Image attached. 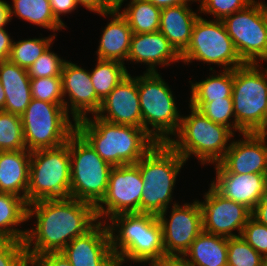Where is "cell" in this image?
<instances>
[{
    "instance_id": "obj_40",
    "label": "cell",
    "mask_w": 267,
    "mask_h": 266,
    "mask_svg": "<svg viewBox=\"0 0 267 266\" xmlns=\"http://www.w3.org/2000/svg\"><path fill=\"white\" fill-rule=\"evenodd\" d=\"M243 238L262 257L267 256V226L255 220L252 216L242 229Z\"/></svg>"
},
{
    "instance_id": "obj_2",
    "label": "cell",
    "mask_w": 267,
    "mask_h": 266,
    "mask_svg": "<svg viewBox=\"0 0 267 266\" xmlns=\"http://www.w3.org/2000/svg\"><path fill=\"white\" fill-rule=\"evenodd\" d=\"M106 223L117 266L128 263L151 266L168 258L158 216L139 212L120 213Z\"/></svg>"
},
{
    "instance_id": "obj_51",
    "label": "cell",
    "mask_w": 267,
    "mask_h": 266,
    "mask_svg": "<svg viewBox=\"0 0 267 266\" xmlns=\"http://www.w3.org/2000/svg\"><path fill=\"white\" fill-rule=\"evenodd\" d=\"M264 133H267V111L264 117Z\"/></svg>"
},
{
    "instance_id": "obj_16",
    "label": "cell",
    "mask_w": 267,
    "mask_h": 266,
    "mask_svg": "<svg viewBox=\"0 0 267 266\" xmlns=\"http://www.w3.org/2000/svg\"><path fill=\"white\" fill-rule=\"evenodd\" d=\"M64 107L75 120L96 115L102 101L97 97L89 70L66 60L61 72ZM68 98V99H67Z\"/></svg>"
},
{
    "instance_id": "obj_19",
    "label": "cell",
    "mask_w": 267,
    "mask_h": 266,
    "mask_svg": "<svg viewBox=\"0 0 267 266\" xmlns=\"http://www.w3.org/2000/svg\"><path fill=\"white\" fill-rule=\"evenodd\" d=\"M96 116L110 123L142 128L137 76L129 73L102 101Z\"/></svg>"
},
{
    "instance_id": "obj_10",
    "label": "cell",
    "mask_w": 267,
    "mask_h": 266,
    "mask_svg": "<svg viewBox=\"0 0 267 266\" xmlns=\"http://www.w3.org/2000/svg\"><path fill=\"white\" fill-rule=\"evenodd\" d=\"M26 150L59 147L76 131V121L64 103H50L32 98L21 115Z\"/></svg>"
},
{
    "instance_id": "obj_1",
    "label": "cell",
    "mask_w": 267,
    "mask_h": 266,
    "mask_svg": "<svg viewBox=\"0 0 267 266\" xmlns=\"http://www.w3.org/2000/svg\"><path fill=\"white\" fill-rule=\"evenodd\" d=\"M32 217L36 221L27 228L24 240L29 263L42 254L61 252L98 222L92 204L71 197L29 204L28 222Z\"/></svg>"
},
{
    "instance_id": "obj_13",
    "label": "cell",
    "mask_w": 267,
    "mask_h": 266,
    "mask_svg": "<svg viewBox=\"0 0 267 266\" xmlns=\"http://www.w3.org/2000/svg\"><path fill=\"white\" fill-rule=\"evenodd\" d=\"M144 182L135 164L113 166L107 192L95 207L98 221L107 222L120 213H141V196Z\"/></svg>"
},
{
    "instance_id": "obj_31",
    "label": "cell",
    "mask_w": 267,
    "mask_h": 266,
    "mask_svg": "<svg viewBox=\"0 0 267 266\" xmlns=\"http://www.w3.org/2000/svg\"><path fill=\"white\" fill-rule=\"evenodd\" d=\"M90 77L97 97L103 101L129 74L126 64L117 60L96 59Z\"/></svg>"
},
{
    "instance_id": "obj_37",
    "label": "cell",
    "mask_w": 267,
    "mask_h": 266,
    "mask_svg": "<svg viewBox=\"0 0 267 266\" xmlns=\"http://www.w3.org/2000/svg\"><path fill=\"white\" fill-rule=\"evenodd\" d=\"M30 88L34 99L50 103H64L61 77L31 79Z\"/></svg>"
},
{
    "instance_id": "obj_50",
    "label": "cell",
    "mask_w": 267,
    "mask_h": 266,
    "mask_svg": "<svg viewBox=\"0 0 267 266\" xmlns=\"http://www.w3.org/2000/svg\"><path fill=\"white\" fill-rule=\"evenodd\" d=\"M5 91L4 88L2 87V83L0 82V111H3L4 109V104H5Z\"/></svg>"
},
{
    "instance_id": "obj_25",
    "label": "cell",
    "mask_w": 267,
    "mask_h": 266,
    "mask_svg": "<svg viewBox=\"0 0 267 266\" xmlns=\"http://www.w3.org/2000/svg\"><path fill=\"white\" fill-rule=\"evenodd\" d=\"M31 151H0V193L26 200L29 186Z\"/></svg>"
},
{
    "instance_id": "obj_15",
    "label": "cell",
    "mask_w": 267,
    "mask_h": 266,
    "mask_svg": "<svg viewBox=\"0 0 267 266\" xmlns=\"http://www.w3.org/2000/svg\"><path fill=\"white\" fill-rule=\"evenodd\" d=\"M203 198L202 201L197 199L202 212L203 231L227 238L239 237L252 211L223 197L211 185Z\"/></svg>"
},
{
    "instance_id": "obj_9",
    "label": "cell",
    "mask_w": 267,
    "mask_h": 266,
    "mask_svg": "<svg viewBox=\"0 0 267 266\" xmlns=\"http://www.w3.org/2000/svg\"><path fill=\"white\" fill-rule=\"evenodd\" d=\"M70 197L96 207L104 198L112 165L104 161L75 131L69 137Z\"/></svg>"
},
{
    "instance_id": "obj_6",
    "label": "cell",
    "mask_w": 267,
    "mask_h": 266,
    "mask_svg": "<svg viewBox=\"0 0 267 266\" xmlns=\"http://www.w3.org/2000/svg\"><path fill=\"white\" fill-rule=\"evenodd\" d=\"M142 128L158 143H168L180 126L182 113L173 89L160 72L137 75ZM181 113V114H180Z\"/></svg>"
},
{
    "instance_id": "obj_20",
    "label": "cell",
    "mask_w": 267,
    "mask_h": 266,
    "mask_svg": "<svg viewBox=\"0 0 267 266\" xmlns=\"http://www.w3.org/2000/svg\"><path fill=\"white\" fill-rule=\"evenodd\" d=\"M210 185L223 197L245 205L251 211L267 192V174L223 173L215 164Z\"/></svg>"
},
{
    "instance_id": "obj_53",
    "label": "cell",
    "mask_w": 267,
    "mask_h": 266,
    "mask_svg": "<svg viewBox=\"0 0 267 266\" xmlns=\"http://www.w3.org/2000/svg\"><path fill=\"white\" fill-rule=\"evenodd\" d=\"M261 266H267V256L263 257V261H262Z\"/></svg>"
},
{
    "instance_id": "obj_46",
    "label": "cell",
    "mask_w": 267,
    "mask_h": 266,
    "mask_svg": "<svg viewBox=\"0 0 267 266\" xmlns=\"http://www.w3.org/2000/svg\"><path fill=\"white\" fill-rule=\"evenodd\" d=\"M10 20L9 3L0 0V28L6 27Z\"/></svg>"
},
{
    "instance_id": "obj_52",
    "label": "cell",
    "mask_w": 267,
    "mask_h": 266,
    "mask_svg": "<svg viewBox=\"0 0 267 266\" xmlns=\"http://www.w3.org/2000/svg\"><path fill=\"white\" fill-rule=\"evenodd\" d=\"M263 10H264L265 19H266V22H267V3L265 4V2H263Z\"/></svg>"
},
{
    "instance_id": "obj_39",
    "label": "cell",
    "mask_w": 267,
    "mask_h": 266,
    "mask_svg": "<svg viewBox=\"0 0 267 266\" xmlns=\"http://www.w3.org/2000/svg\"><path fill=\"white\" fill-rule=\"evenodd\" d=\"M0 266H30L23 241L0 239Z\"/></svg>"
},
{
    "instance_id": "obj_24",
    "label": "cell",
    "mask_w": 267,
    "mask_h": 266,
    "mask_svg": "<svg viewBox=\"0 0 267 266\" xmlns=\"http://www.w3.org/2000/svg\"><path fill=\"white\" fill-rule=\"evenodd\" d=\"M30 77L27 69L10 60L0 62V82L5 91L3 111L21 116L31 102Z\"/></svg>"
},
{
    "instance_id": "obj_47",
    "label": "cell",
    "mask_w": 267,
    "mask_h": 266,
    "mask_svg": "<svg viewBox=\"0 0 267 266\" xmlns=\"http://www.w3.org/2000/svg\"><path fill=\"white\" fill-rule=\"evenodd\" d=\"M151 3H153L155 6L159 8H165V7H170V6H175L179 4H185V3H192L196 2V0H148Z\"/></svg>"
},
{
    "instance_id": "obj_4",
    "label": "cell",
    "mask_w": 267,
    "mask_h": 266,
    "mask_svg": "<svg viewBox=\"0 0 267 266\" xmlns=\"http://www.w3.org/2000/svg\"><path fill=\"white\" fill-rule=\"evenodd\" d=\"M186 162L168 143L157 142L135 164L144 182L141 213L158 216L169 206L178 203L176 200L173 201V193L178 174Z\"/></svg>"
},
{
    "instance_id": "obj_21",
    "label": "cell",
    "mask_w": 267,
    "mask_h": 266,
    "mask_svg": "<svg viewBox=\"0 0 267 266\" xmlns=\"http://www.w3.org/2000/svg\"><path fill=\"white\" fill-rule=\"evenodd\" d=\"M147 65L145 72H158L159 66L168 67L181 62L180 54L160 32L133 34L127 62ZM158 66V67H157Z\"/></svg>"
},
{
    "instance_id": "obj_38",
    "label": "cell",
    "mask_w": 267,
    "mask_h": 266,
    "mask_svg": "<svg viewBox=\"0 0 267 266\" xmlns=\"http://www.w3.org/2000/svg\"><path fill=\"white\" fill-rule=\"evenodd\" d=\"M200 14L213 15L216 20H223L237 11L245 9L254 0H196Z\"/></svg>"
},
{
    "instance_id": "obj_14",
    "label": "cell",
    "mask_w": 267,
    "mask_h": 266,
    "mask_svg": "<svg viewBox=\"0 0 267 266\" xmlns=\"http://www.w3.org/2000/svg\"><path fill=\"white\" fill-rule=\"evenodd\" d=\"M169 209L158 215L163 247L168 258H181L203 231L202 212L197 198L181 205L178 202Z\"/></svg>"
},
{
    "instance_id": "obj_5",
    "label": "cell",
    "mask_w": 267,
    "mask_h": 266,
    "mask_svg": "<svg viewBox=\"0 0 267 266\" xmlns=\"http://www.w3.org/2000/svg\"><path fill=\"white\" fill-rule=\"evenodd\" d=\"M188 106L189 114H182L179 129L168 144L186 161L195 156L202 166L219 163L236 135L226 126L212 122L198 109Z\"/></svg>"
},
{
    "instance_id": "obj_7",
    "label": "cell",
    "mask_w": 267,
    "mask_h": 266,
    "mask_svg": "<svg viewBox=\"0 0 267 266\" xmlns=\"http://www.w3.org/2000/svg\"><path fill=\"white\" fill-rule=\"evenodd\" d=\"M261 66L264 67L261 63H244L234 69L232 100L239 137L242 133H264L267 67Z\"/></svg>"
},
{
    "instance_id": "obj_29",
    "label": "cell",
    "mask_w": 267,
    "mask_h": 266,
    "mask_svg": "<svg viewBox=\"0 0 267 266\" xmlns=\"http://www.w3.org/2000/svg\"><path fill=\"white\" fill-rule=\"evenodd\" d=\"M11 3L10 20L16 16L29 24L48 29L53 35L66 28L53 15L49 0H12Z\"/></svg>"
},
{
    "instance_id": "obj_42",
    "label": "cell",
    "mask_w": 267,
    "mask_h": 266,
    "mask_svg": "<svg viewBox=\"0 0 267 266\" xmlns=\"http://www.w3.org/2000/svg\"><path fill=\"white\" fill-rule=\"evenodd\" d=\"M50 7L55 18L63 24L66 28L64 21L61 19V16L64 14L73 13L78 9V5L75 0H49Z\"/></svg>"
},
{
    "instance_id": "obj_8",
    "label": "cell",
    "mask_w": 267,
    "mask_h": 266,
    "mask_svg": "<svg viewBox=\"0 0 267 266\" xmlns=\"http://www.w3.org/2000/svg\"><path fill=\"white\" fill-rule=\"evenodd\" d=\"M69 139L65 144L31 152L26 202L70 197Z\"/></svg>"
},
{
    "instance_id": "obj_49",
    "label": "cell",
    "mask_w": 267,
    "mask_h": 266,
    "mask_svg": "<svg viewBox=\"0 0 267 266\" xmlns=\"http://www.w3.org/2000/svg\"><path fill=\"white\" fill-rule=\"evenodd\" d=\"M126 1L128 0H105L112 9L122 8Z\"/></svg>"
},
{
    "instance_id": "obj_30",
    "label": "cell",
    "mask_w": 267,
    "mask_h": 266,
    "mask_svg": "<svg viewBox=\"0 0 267 266\" xmlns=\"http://www.w3.org/2000/svg\"><path fill=\"white\" fill-rule=\"evenodd\" d=\"M125 6L117 10L126 19L133 34L159 31L161 8L148 0H129Z\"/></svg>"
},
{
    "instance_id": "obj_44",
    "label": "cell",
    "mask_w": 267,
    "mask_h": 266,
    "mask_svg": "<svg viewBox=\"0 0 267 266\" xmlns=\"http://www.w3.org/2000/svg\"><path fill=\"white\" fill-rule=\"evenodd\" d=\"M13 37L8 34L5 27L0 28V62L9 60Z\"/></svg>"
},
{
    "instance_id": "obj_33",
    "label": "cell",
    "mask_w": 267,
    "mask_h": 266,
    "mask_svg": "<svg viewBox=\"0 0 267 266\" xmlns=\"http://www.w3.org/2000/svg\"><path fill=\"white\" fill-rule=\"evenodd\" d=\"M26 149L21 116L0 111V151Z\"/></svg>"
},
{
    "instance_id": "obj_17",
    "label": "cell",
    "mask_w": 267,
    "mask_h": 266,
    "mask_svg": "<svg viewBox=\"0 0 267 266\" xmlns=\"http://www.w3.org/2000/svg\"><path fill=\"white\" fill-rule=\"evenodd\" d=\"M241 135L238 140L233 137L223 159L215 165L223 173L267 174V133Z\"/></svg>"
},
{
    "instance_id": "obj_18",
    "label": "cell",
    "mask_w": 267,
    "mask_h": 266,
    "mask_svg": "<svg viewBox=\"0 0 267 266\" xmlns=\"http://www.w3.org/2000/svg\"><path fill=\"white\" fill-rule=\"evenodd\" d=\"M72 266H117L106 222L98 221L61 251Z\"/></svg>"
},
{
    "instance_id": "obj_23",
    "label": "cell",
    "mask_w": 267,
    "mask_h": 266,
    "mask_svg": "<svg viewBox=\"0 0 267 266\" xmlns=\"http://www.w3.org/2000/svg\"><path fill=\"white\" fill-rule=\"evenodd\" d=\"M191 4L193 3L161 8L159 31L179 54L187 48L200 15L199 9L192 10Z\"/></svg>"
},
{
    "instance_id": "obj_32",
    "label": "cell",
    "mask_w": 267,
    "mask_h": 266,
    "mask_svg": "<svg viewBox=\"0 0 267 266\" xmlns=\"http://www.w3.org/2000/svg\"><path fill=\"white\" fill-rule=\"evenodd\" d=\"M13 40L9 60L18 66L28 69L49 47H52L56 35Z\"/></svg>"
},
{
    "instance_id": "obj_43",
    "label": "cell",
    "mask_w": 267,
    "mask_h": 266,
    "mask_svg": "<svg viewBox=\"0 0 267 266\" xmlns=\"http://www.w3.org/2000/svg\"><path fill=\"white\" fill-rule=\"evenodd\" d=\"M77 5L83 6L89 12L95 14H102L111 11L112 8L105 2V0H75Z\"/></svg>"
},
{
    "instance_id": "obj_3",
    "label": "cell",
    "mask_w": 267,
    "mask_h": 266,
    "mask_svg": "<svg viewBox=\"0 0 267 266\" xmlns=\"http://www.w3.org/2000/svg\"><path fill=\"white\" fill-rule=\"evenodd\" d=\"M76 131L112 166L136 164L157 142L143 129L96 115L76 121Z\"/></svg>"
},
{
    "instance_id": "obj_36",
    "label": "cell",
    "mask_w": 267,
    "mask_h": 266,
    "mask_svg": "<svg viewBox=\"0 0 267 266\" xmlns=\"http://www.w3.org/2000/svg\"><path fill=\"white\" fill-rule=\"evenodd\" d=\"M49 47L28 69L30 79L61 77L62 67L66 59L52 51Z\"/></svg>"
},
{
    "instance_id": "obj_35",
    "label": "cell",
    "mask_w": 267,
    "mask_h": 266,
    "mask_svg": "<svg viewBox=\"0 0 267 266\" xmlns=\"http://www.w3.org/2000/svg\"><path fill=\"white\" fill-rule=\"evenodd\" d=\"M263 257L241 236L228 238L227 266H261Z\"/></svg>"
},
{
    "instance_id": "obj_27",
    "label": "cell",
    "mask_w": 267,
    "mask_h": 266,
    "mask_svg": "<svg viewBox=\"0 0 267 266\" xmlns=\"http://www.w3.org/2000/svg\"><path fill=\"white\" fill-rule=\"evenodd\" d=\"M26 222H28L26 200L13 194L0 193V239L24 242L27 229H23L21 225Z\"/></svg>"
},
{
    "instance_id": "obj_22",
    "label": "cell",
    "mask_w": 267,
    "mask_h": 266,
    "mask_svg": "<svg viewBox=\"0 0 267 266\" xmlns=\"http://www.w3.org/2000/svg\"><path fill=\"white\" fill-rule=\"evenodd\" d=\"M99 15L108 19L110 17V22L102 28L99 46L95 52L96 59L117 60L126 64L133 36L129 24L117 9Z\"/></svg>"
},
{
    "instance_id": "obj_34",
    "label": "cell",
    "mask_w": 267,
    "mask_h": 266,
    "mask_svg": "<svg viewBox=\"0 0 267 266\" xmlns=\"http://www.w3.org/2000/svg\"><path fill=\"white\" fill-rule=\"evenodd\" d=\"M202 112L212 122L221 124L236 133V119L232 97L218 99L208 103H188Z\"/></svg>"
},
{
    "instance_id": "obj_48",
    "label": "cell",
    "mask_w": 267,
    "mask_h": 266,
    "mask_svg": "<svg viewBox=\"0 0 267 266\" xmlns=\"http://www.w3.org/2000/svg\"><path fill=\"white\" fill-rule=\"evenodd\" d=\"M151 266H189L181 258H167Z\"/></svg>"
},
{
    "instance_id": "obj_45",
    "label": "cell",
    "mask_w": 267,
    "mask_h": 266,
    "mask_svg": "<svg viewBox=\"0 0 267 266\" xmlns=\"http://www.w3.org/2000/svg\"><path fill=\"white\" fill-rule=\"evenodd\" d=\"M252 217L267 226V192L260 198L252 210Z\"/></svg>"
},
{
    "instance_id": "obj_26",
    "label": "cell",
    "mask_w": 267,
    "mask_h": 266,
    "mask_svg": "<svg viewBox=\"0 0 267 266\" xmlns=\"http://www.w3.org/2000/svg\"><path fill=\"white\" fill-rule=\"evenodd\" d=\"M228 238L202 231L181 259L189 266H227Z\"/></svg>"
},
{
    "instance_id": "obj_11",
    "label": "cell",
    "mask_w": 267,
    "mask_h": 266,
    "mask_svg": "<svg viewBox=\"0 0 267 266\" xmlns=\"http://www.w3.org/2000/svg\"><path fill=\"white\" fill-rule=\"evenodd\" d=\"M181 62L190 65L194 61L223 70L235 69L244 62L238 56L232 39L222 20L205 19L201 15L193 27L190 42L180 54Z\"/></svg>"
},
{
    "instance_id": "obj_28",
    "label": "cell",
    "mask_w": 267,
    "mask_h": 266,
    "mask_svg": "<svg viewBox=\"0 0 267 266\" xmlns=\"http://www.w3.org/2000/svg\"><path fill=\"white\" fill-rule=\"evenodd\" d=\"M209 77L203 80L192 81L190 84L189 103H208L218 99L232 97L234 69L215 71L210 66ZM218 73V74H217Z\"/></svg>"
},
{
    "instance_id": "obj_41",
    "label": "cell",
    "mask_w": 267,
    "mask_h": 266,
    "mask_svg": "<svg viewBox=\"0 0 267 266\" xmlns=\"http://www.w3.org/2000/svg\"><path fill=\"white\" fill-rule=\"evenodd\" d=\"M30 266H72L62 252H49L34 258Z\"/></svg>"
},
{
    "instance_id": "obj_12",
    "label": "cell",
    "mask_w": 267,
    "mask_h": 266,
    "mask_svg": "<svg viewBox=\"0 0 267 266\" xmlns=\"http://www.w3.org/2000/svg\"><path fill=\"white\" fill-rule=\"evenodd\" d=\"M222 21L244 63L267 62V22L263 2L254 0Z\"/></svg>"
}]
</instances>
